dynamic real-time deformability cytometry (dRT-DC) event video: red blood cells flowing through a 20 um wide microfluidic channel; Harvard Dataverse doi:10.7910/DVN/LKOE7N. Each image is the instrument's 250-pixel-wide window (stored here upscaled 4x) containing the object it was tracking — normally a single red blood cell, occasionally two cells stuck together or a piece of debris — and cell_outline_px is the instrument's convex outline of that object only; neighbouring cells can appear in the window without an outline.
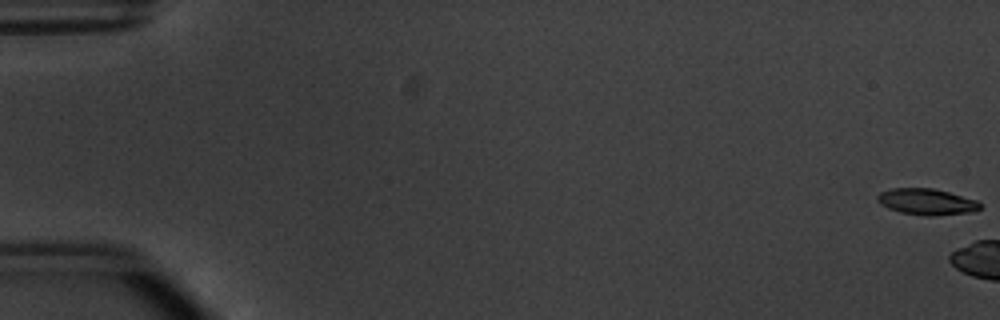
{"species": "common noctule bat (a hibernating species)", "species_latin": "Nyctalus noctula", "temperature_condition": "warm", "stored_images_in_passage": 5, "camera_frame_rate_fps": 3000, "um_per_image_px": 0.085, "animal": {"sex": "male", "body_mass_g": 20.1, "forearm_length_mm": 53.5}, "frame": {"image": 1, "passage_image": 1, "time_ms": 0.0, "image_size_px": [1000, 320], "cell_outline_px": [[980, 208], [972, 212], [932, 216], [924, 216], [900, 212], [888, 208], [880, 204], [876, 200], [876, 196], [880, 192], [892, 188], [932, 188], [948, 192], [976, 200], [980, 204]], "centroid_in_image_um": [78.72, 17.15], "position_along_channel_um": 6.3, "area_um2": 15.66}}